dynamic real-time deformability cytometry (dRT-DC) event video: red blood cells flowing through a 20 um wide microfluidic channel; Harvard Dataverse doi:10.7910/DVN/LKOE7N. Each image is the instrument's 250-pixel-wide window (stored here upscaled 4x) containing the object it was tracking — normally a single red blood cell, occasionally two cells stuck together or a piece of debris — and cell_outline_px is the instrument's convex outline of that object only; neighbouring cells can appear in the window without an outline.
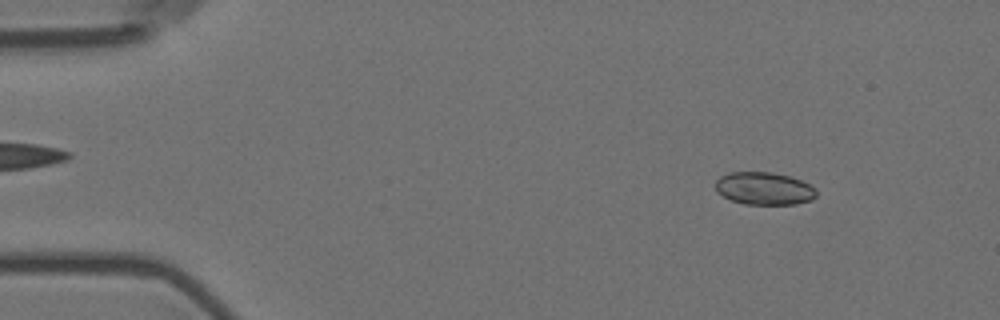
{"species": "Egyptian fruit bat (a non-hibernating species)", "species_latin": "Rousettus aegyptiacus", "temperature_condition": "room temperature", "stored_images_in_passage": 16, "camera_frame_rate_fps": 3000, "um_per_image_px": 0.085, "animal": {"sex": "female"}, "frame": {"image": 1, "passage_image": 7, "time_ms": 2.0, "image_size_px": [1000, 320], "cell_outline_px": [[816, 196], [812, 200], [796, 204], [744, 204], [732, 200], [716, 192], [716, 180], [720, 176], [728, 172], [772, 172], [792, 176], [816, 188]], "centroid_in_image_um": [64.96, 16.01], "position_along_channel_um": 20.0, "area_um2": 19.31}}